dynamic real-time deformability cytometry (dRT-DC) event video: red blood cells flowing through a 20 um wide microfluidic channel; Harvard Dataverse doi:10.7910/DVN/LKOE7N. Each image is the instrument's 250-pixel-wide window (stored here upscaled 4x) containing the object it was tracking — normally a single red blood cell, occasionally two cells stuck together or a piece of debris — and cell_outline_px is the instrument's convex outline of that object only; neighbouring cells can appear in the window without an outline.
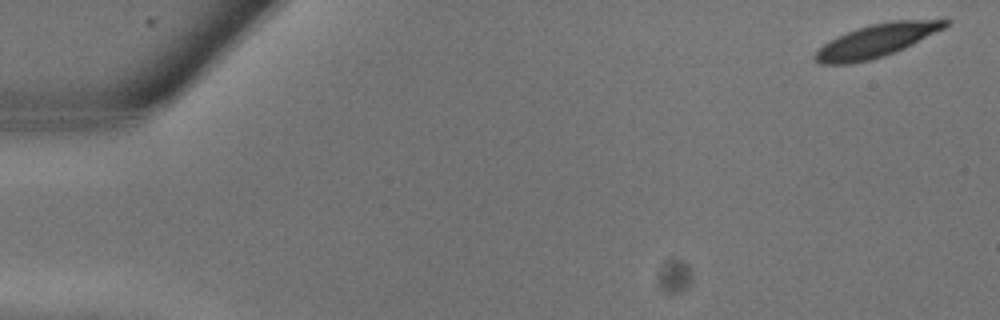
{"species": "common noctule bat (a hibernating species)", "species_latin": "Nyctalus noctula", "temperature_condition": "warm", "stored_images_in_passage": 10, "camera_frame_rate_fps": 3000, "um_per_image_px": 0.085, "animal": {"sex": "male", "body_mass_g": 13.3}, "frame": {"image": 1, "passage_image": 1, "time_ms": 0.0, "image_size_px": [1000, 320], "cell_outline_px": [[948, 24], [944, 28], [904, 48], [884, 56], [852, 64], [816, 64], [812, 60], [812, 56], [824, 44], [848, 32], [872, 24], [892, 20], [948, 20]], "centroid_in_image_um": [74.44, 3.48], "position_along_channel_um": 10.6, "area_um2": 24.51}}
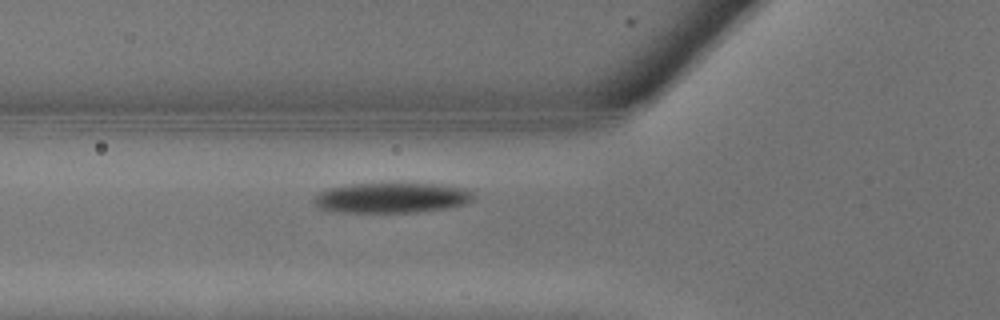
{"frame": {"image": 2, "passage_image": 10, "time_ms": 3.0, "image_size_px": [1000, 320], "cell_outline_px": [[476, 196], [468, 204], [448, 208], [416, 212], [328, 212], [312, 204], [312, 200], [320, 192], [328, 188], [352, 184], [440, 184], [468, 188]], "centroid_in_image_um": [33.31, 16.82], "position_along_channel_um": 92.5, "area_um2": 28.44}}